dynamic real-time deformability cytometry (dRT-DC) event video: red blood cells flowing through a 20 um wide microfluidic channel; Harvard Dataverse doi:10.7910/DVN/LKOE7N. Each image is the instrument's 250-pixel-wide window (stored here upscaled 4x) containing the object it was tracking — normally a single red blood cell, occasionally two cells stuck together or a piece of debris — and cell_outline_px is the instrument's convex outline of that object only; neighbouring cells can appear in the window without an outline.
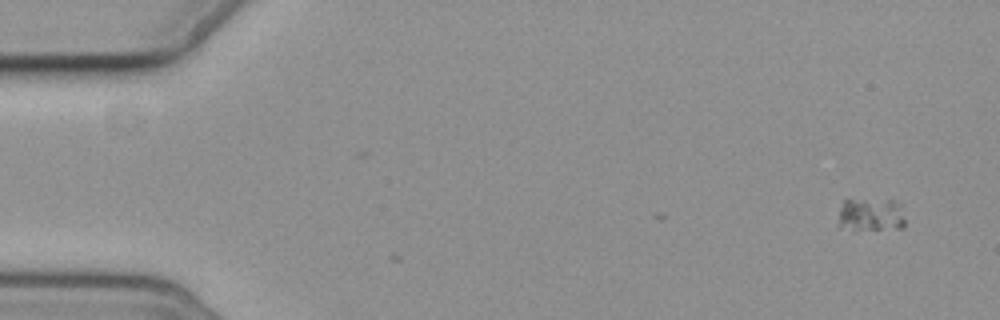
{"species": "common noctule bat (a hibernating species)", "species_latin": "Nyctalus noctula", "temperature_condition": "cold", "stored_images_in_passage": 2, "camera_frame_rate_fps": 3000, "um_per_image_px": 0.085, "animal": {"sex": "female", "body_mass_g": 19.3, "forearm_length_mm": 54.1}, "frame": {"image": 1, "passage_image": 2, "time_ms": 1.0, "image_size_px": [1000, 320], "cell_outline_px": [[904, 224], [900, 228], [860, 228], [836, 224], [840, 208], [844, 200], [892, 200], [900, 204], [904, 220]], "centroid_in_image_um": [74.03, 18.21], "position_along_channel_um": 11.0, "area_um2": 12.31}}